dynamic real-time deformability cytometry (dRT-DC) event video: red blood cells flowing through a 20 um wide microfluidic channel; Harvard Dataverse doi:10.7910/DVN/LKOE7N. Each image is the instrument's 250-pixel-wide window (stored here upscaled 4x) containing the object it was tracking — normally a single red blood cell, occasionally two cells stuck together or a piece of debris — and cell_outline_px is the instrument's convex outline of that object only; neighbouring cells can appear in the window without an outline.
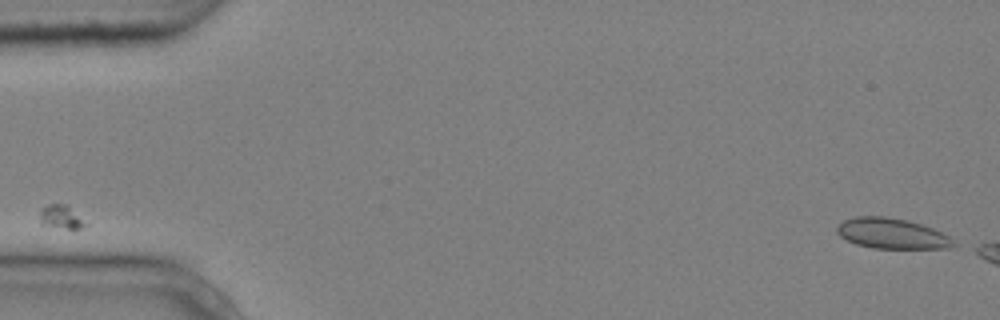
{"species": "common noctule bat (a hibernating species)", "species_latin": "Nyctalus noctula", "temperature_condition": "cold", "stored_images_in_passage": 5, "camera_frame_rate_fps": 3000, "um_per_image_px": 0.085, "animal": {"sex": "male", "body_mass_g": 20.4}, "frame": {"image": 1, "passage_image": 1, "time_ms": 0.0, "image_size_px": [1000, 320], "cell_outline_px": [[956, 244], [948, 248], [872, 248], [856, 244], [840, 236], [836, 232], [836, 228], [844, 220], [856, 216], [884, 216], [908, 220], [932, 228], [948, 236]], "centroid_in_image_um": [75.77, 19.84], "position_along_channel_um": 9.2, "area_um2": 20.46}}